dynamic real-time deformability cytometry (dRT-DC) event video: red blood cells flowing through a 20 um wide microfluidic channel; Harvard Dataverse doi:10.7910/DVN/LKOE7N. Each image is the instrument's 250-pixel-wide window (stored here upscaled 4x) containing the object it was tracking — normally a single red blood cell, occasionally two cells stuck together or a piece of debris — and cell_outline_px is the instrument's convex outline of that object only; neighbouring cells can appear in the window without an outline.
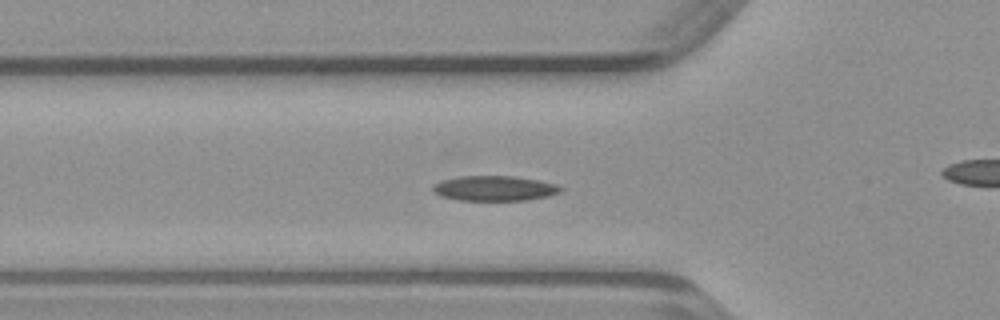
{"species": "common noctule bat (a hibernating species)", "species_latin": "Nyctalus noctula", "temperature_condition": "warm", "stored_images_in_passage": 49, "camera_frame_rate_fps": 3000, "um_per_image_px": 0.085, "animal": {"sex": "male", "body_mass_g": 23.1, "forearm_length_mm": 52.7}, "frame": {"image": 1, "passage_image": 16, "time_ms": 5.0, "image_size_px": [1000, 320], "cell_outline_px": [[564, 188], [560, 192], [548, 196], [528, 200], [456, 200], [440, 196], [432, 192], [432, 188], [436, 184], [444, 180], [460, 176], [516, 176], [540, 180], [556, 184]], "centroid_in_image_um": [42.06, 16.01], "position_along_channel_um": 83.7, "area_um2": 18.73}}
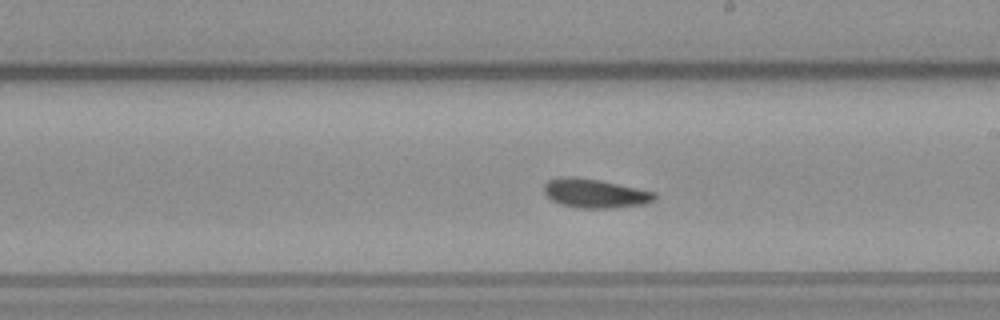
{"frame": {"image": 2, "passage_image": 27, "time_ms": 8.667, "image_size_px": [1000, 320], "cell_outline_px": [[656, 196], [652, 200], [644, 204], [612, 208], [576, 208], [560, 204], [552, 200], [544, 192], [544, 184], [548, 180], [560, 176], [576, 176], [600, 180], [656, 192]], "centroid_in_image_um": [50.53, 16.42], "position_along_channel_um": 238.5, "area_um2": 18.79}}
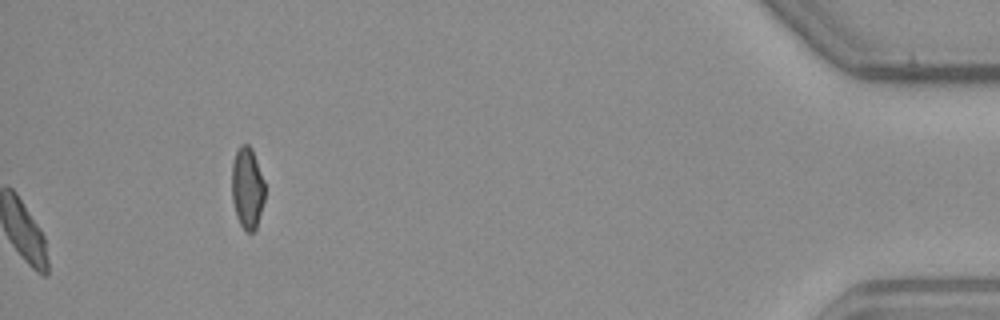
{"frame": {"image": 3, "passage_image": 49, "time_ms": 16.0, "image_size_px": [1000, 320], "cell_outline_px": [[264, 200], [256, 228], [252, 232], [248, 232], [240, 224], [236, 216], [232, 200], [232, 164], [236, 152], [240, 144], [248, 144], [252, 148], [264, 180]], "centroid_in_image_um": [21.01, 15.96], "position_along_channel_um": 414.2, "area_um2": 15.66}}